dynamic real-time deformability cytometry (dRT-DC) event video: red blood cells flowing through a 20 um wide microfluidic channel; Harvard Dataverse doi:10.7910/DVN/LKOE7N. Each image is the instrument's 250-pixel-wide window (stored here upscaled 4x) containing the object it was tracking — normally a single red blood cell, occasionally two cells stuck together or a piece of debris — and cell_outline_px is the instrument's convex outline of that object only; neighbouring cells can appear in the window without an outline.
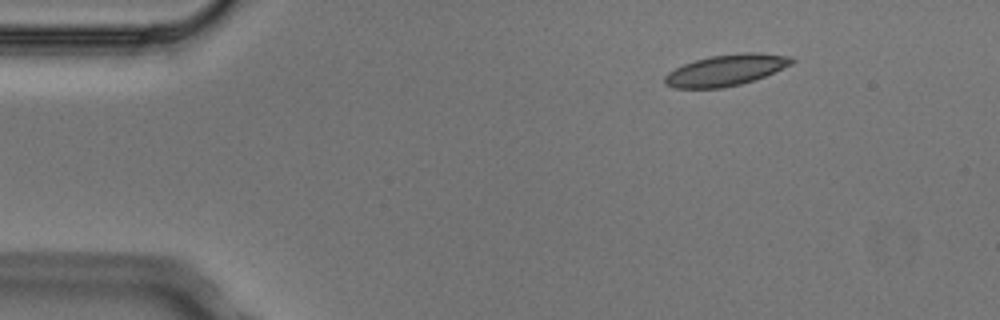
{"species": "Egyptian fruit bat (a non-hibernating species)", "species_latin": "Rousettus aegyptiacus", "temperature_condition": "cold", "stored_images_in_passage": 3, "camera_frame_rate_fps": 3000, "um_per_image_px": 0.085, "animal": {"sex": "male"}, "frame": {"image": 1, "passage_image": 1, "time_ms": 0.0, "image_size_px": [1000, 320], "cell_outline_px": [[796, 60], [792, 64], [764, 76], [740, 84], [720, 88], [672, 88], [664, 84], [664, 76], [668, 72], [684, 64], [696, 60], [712, 56], [740, 52], [756, 52], [792, 56]], "centroid_in_image_um": [61.7, 5.95], "position_along_channel_um": 23.3, "area_um2": 23.0}}